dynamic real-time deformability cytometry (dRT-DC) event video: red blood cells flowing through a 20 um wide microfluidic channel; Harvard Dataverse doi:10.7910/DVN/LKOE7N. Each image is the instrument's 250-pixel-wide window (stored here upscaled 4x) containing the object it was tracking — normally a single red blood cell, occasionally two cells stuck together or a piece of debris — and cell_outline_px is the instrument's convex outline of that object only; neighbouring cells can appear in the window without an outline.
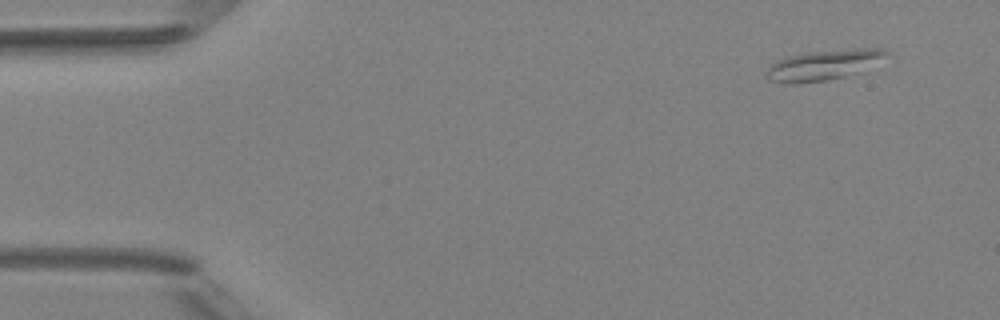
{"species": "Egyptian fruit bat (a non-hibernating species)", "species_latin": "Rousettus aegyptiacus", "temperature_condition": "room temperature", "stored_images_in_passage": 3, "camera_frame_rate_fps": 3000, "um_per_image_px": 0.085, "animal": {"sex": "female"}, "frame": {"image": 1, "passage_image": 1, "time_ms": 0.0, "image_size_px": [1000, 320], "cell_outline_px": [[888, 52], [884, 56], [844, 76], [828, 80], [796, 84], [792, 84], [772, 80], [768, 76], [768, 68], [776, 60], [788, 56], [808, 52], [860, 48], [880, 48]], "centroid_in_image_um": [69.87, 5.52], "position_along_channel_um": 15.1, "area_um2": 20.0}}